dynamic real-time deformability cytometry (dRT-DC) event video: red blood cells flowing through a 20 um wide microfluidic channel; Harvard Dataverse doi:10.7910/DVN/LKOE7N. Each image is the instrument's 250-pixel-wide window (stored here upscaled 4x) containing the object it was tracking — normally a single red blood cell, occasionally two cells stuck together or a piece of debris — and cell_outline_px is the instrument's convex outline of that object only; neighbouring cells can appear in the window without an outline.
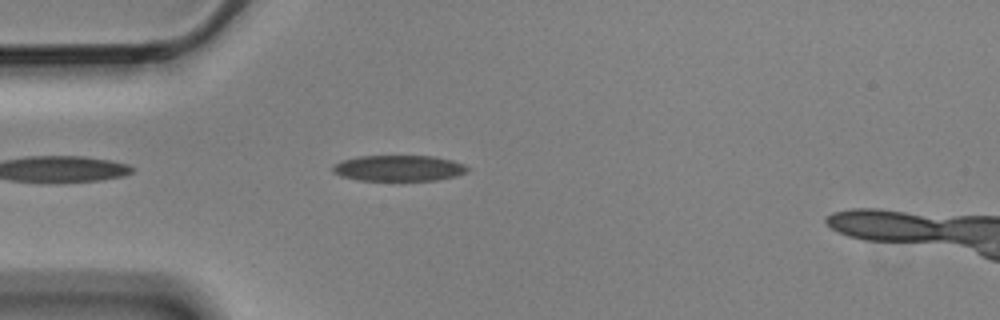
{"species": "Egyptian fruit bat (a non-hibernating species)", "species_latin": "Rousettus aegyptiacus", "temperature_condition": "cold", "stored_images_in_passage": 3, "camera_frame_rate_fps": 3000, "um_per_image_px": 0.085, "animal": {"sex": "male"}, "frame": {"image": 1, "passage_image": 3, "time_ms": 0.667, "image_size_px": [1000, 320], "cell_outline_px": [[468, 172], [456, 176], [436, 180], [356, 180], [340, 176], [332, 172], [332, 168], [340, 160], [360, 156], [432, 156], [452, 160], [464, 164], [468, 168]], "centroid_in_image_um": [33.88, 14.29], "position_along_channel_um": 51.1, "area_um2": 20.35}}